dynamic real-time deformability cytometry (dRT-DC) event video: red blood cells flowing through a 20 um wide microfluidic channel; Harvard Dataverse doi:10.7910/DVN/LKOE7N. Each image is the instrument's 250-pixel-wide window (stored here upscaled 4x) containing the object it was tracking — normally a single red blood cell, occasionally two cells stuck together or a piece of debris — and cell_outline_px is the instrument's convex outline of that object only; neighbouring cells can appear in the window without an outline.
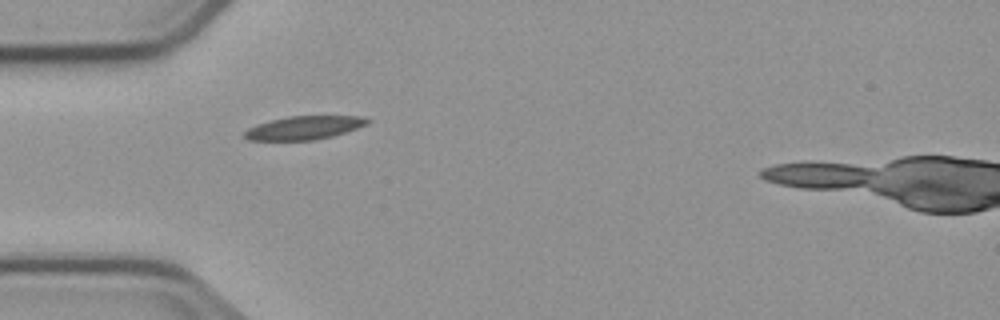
{"species": "common noctule bat (a hibernating species)", "species_latin": "Nyctalus noctula", "temperature_condition": "cold", "stored_images_in_passage": 1, "camera_frame_rate_fps": 3000, "um_per_image_px": 0.085, "animal": {"sex": "male", "body_mass_g": 23.1, "forearm_length_mm": 52.7}, "frame": {"image": 1, "passage_image": 1, "time_ms": 0.0, "image_size_px": [1000, 320], "cell_outline_px": [[372, 120], [368, 124], [332, 136], [312, 140], [248, 140], [244, 136], [244, 132], [248, 128], [256, 124], [288, 116], [364, 116]], "centroid_in_image_um": [25.86, 10.85], "position_along_channel_um": 59.1, "area_um2": 16.7}}